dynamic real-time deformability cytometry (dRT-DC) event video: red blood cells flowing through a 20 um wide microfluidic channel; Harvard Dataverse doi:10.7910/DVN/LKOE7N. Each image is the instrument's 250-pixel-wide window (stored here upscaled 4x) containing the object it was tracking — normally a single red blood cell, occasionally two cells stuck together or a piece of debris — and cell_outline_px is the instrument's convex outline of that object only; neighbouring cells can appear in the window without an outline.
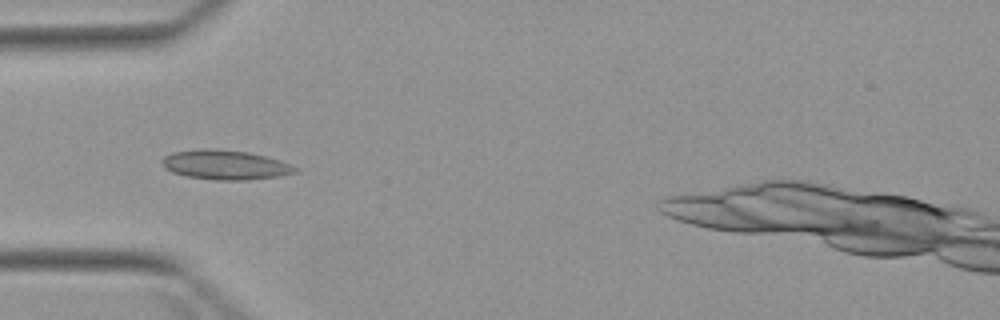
{"species": "Egyptian fruit bat (a non-hibernating species)", "species_latin": "Rousettus aegyptiacus", "temperature_condition": "warm", "stored_images_in_passage": 4, "camera_frame_rate_fps": 3000, "um_per_image_px": 0.085, "animal": {"sex": "female"}, "frame": {"image": 1, "passage_image": 2, "time_ms": 1.667, "image_size_px": [1000, 320], "cell_outline_px": [[296, 172], [276, 176], [244, 180], [216, 180], [188, 176], [172, 172], [164, 168], [160, 160], [164, 156], [172, 152], [200, 148], [216, 148], [248, 152], [268, 156], [280, 160], [296, 168]], "centroid_in_image_um": [19.08, 13.99], "position_along_channel_um": 65.9, "area_um2": 22.89}}
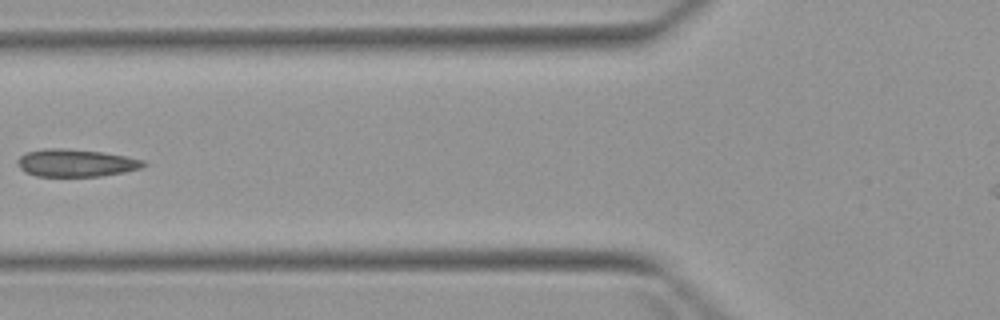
{"frame": {"image": 2, "passage_image": 3, "time_ms": 3.0, "image_size_px": [1000, 320], "cell_outline_px": [[148, 164], [140, 168], [124, 172], [100, 176], [36, 176], [24, 172], [16, 164], [16, 160], [24, 152], [44, 148], [64, 148], [104, 152], [144, 160]], "centroid_in_image_um": [6.4, 13.84], "position_along_channel_um": 119.4, "area_um2": 20.4}}
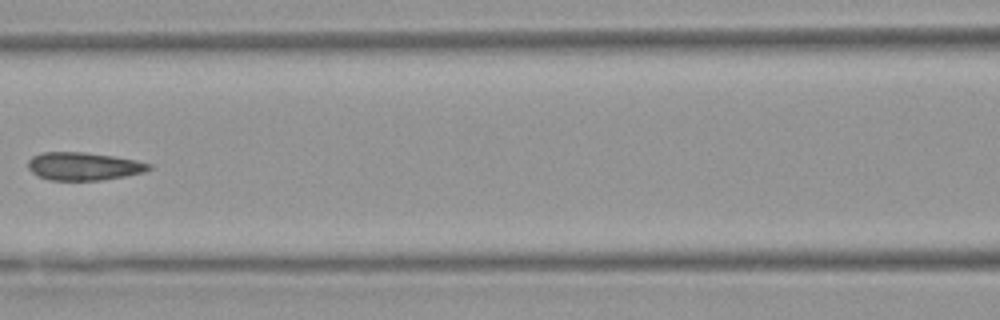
{"frame": {"image": 3, "passage_image": 4, "time_ms": 4.0, "image_size_px": [1000, 320], "cell_outline_px": [[152, 168], [144, 172], [124, 176], [100, 180], [48, 180], [36, 176], [28, 168], [28, 160], [32, 156], [44, 152], [84, 152], [112, 156], [136, 160], [152, 164]], "centroid_in_image_um": [7.08, 14.13], "position_along_channel_um": 159.5, "area_um2": 19.71}}